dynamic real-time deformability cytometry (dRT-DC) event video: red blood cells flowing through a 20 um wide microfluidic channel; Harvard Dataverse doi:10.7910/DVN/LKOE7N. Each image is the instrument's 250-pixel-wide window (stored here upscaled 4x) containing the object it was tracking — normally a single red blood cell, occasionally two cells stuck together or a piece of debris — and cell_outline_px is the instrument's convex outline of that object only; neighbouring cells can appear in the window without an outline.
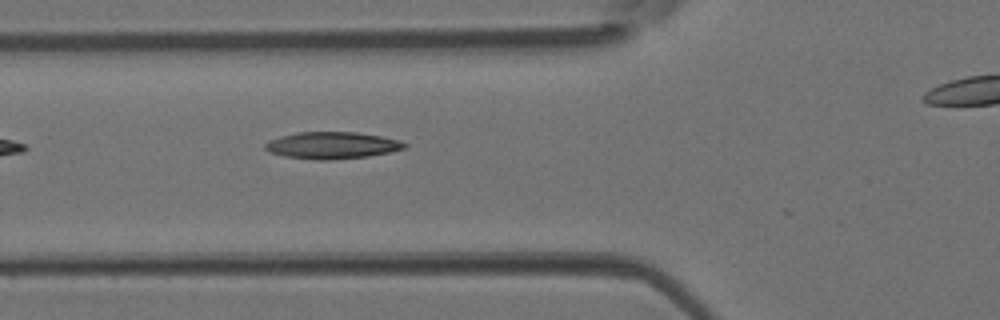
{"species": "Egyptian fruit bat (a non-hibernating species)", "species_latin": "Rousettus aegyptiacus", "temperature_condition": "room temperature", "stored_images_in_passage": 7, "camera_frame_rate_fps": 3000, "um_per_image_px": 0.085, "animal": {"sex": "female"}, "frame": {"image": 1, "passage_image": 4, "time_ms": 1.0, "image_size_px": [1000, 320], "cell_outline_px": [[408, 144], [404, 148], [388, 152], [368, 156], [332, 160], [320, 160], [284, 156], [268, 152], [264, 148], [264, 144], [268, 140], [280, 136], [296, 132], [356, 132], [380, 136], [400, 140]], "centroid_in_image_um": [28.18, 12.35], "position_along_channel_um": 97.6, "area_um2": 21.85}}